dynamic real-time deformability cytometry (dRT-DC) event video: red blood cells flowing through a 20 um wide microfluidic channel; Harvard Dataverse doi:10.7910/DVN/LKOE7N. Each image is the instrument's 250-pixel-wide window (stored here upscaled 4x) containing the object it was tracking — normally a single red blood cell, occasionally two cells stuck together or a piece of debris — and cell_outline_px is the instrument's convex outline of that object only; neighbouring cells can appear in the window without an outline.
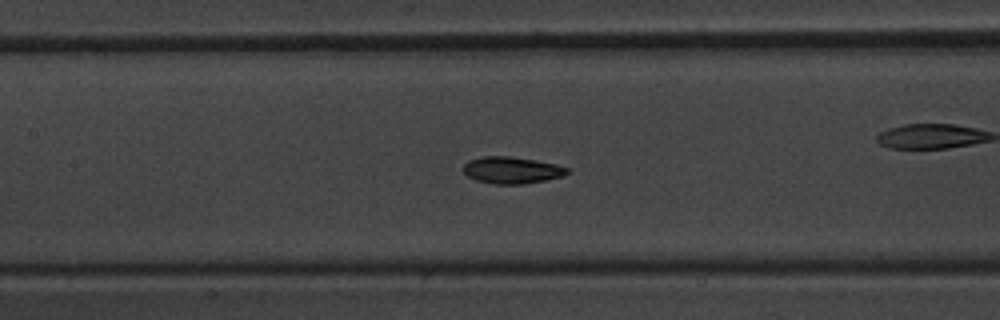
{"species": "common noctule bat (a hibernating species)", "species_latin": "Nyctalus noctula", "temperature_condition": "warm", "stored_images_in_passage": 55, "camera_frame_rate_fps": 3000, "um_per_image_px": 0.085, "animal": {"sex": "male", "body_mass_g": 20.1, "forearm_length_mm": 53.5}, "frame": {"image": 1, "passage_image": 26, "time_ms": 8.333, "image_size_px": [1000, 320], "cell_outline_px": [[568, 172], [564, 176], [524, 184], [492, 184], [476, 180], [468, 176], [464, 172], [464, 164], [468, 160], [484, 156], [508, 156], [536, 160], [556, 164], [568, 168]], "centroid_in_image_um": [43.49, 14.46], "position_along_channel_um": 163.9, "area_um2": 16.18}}
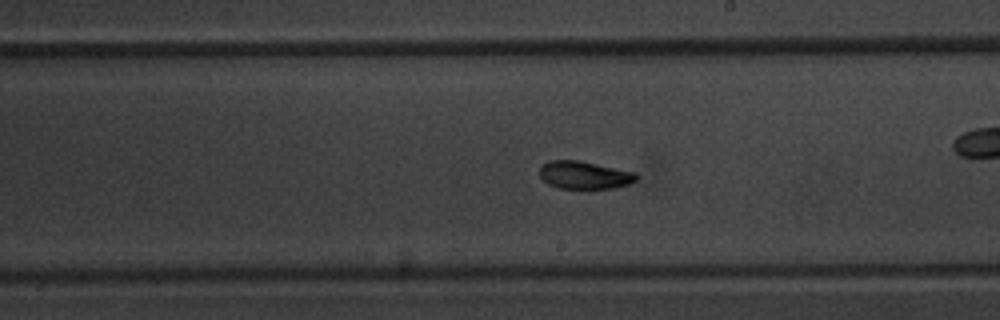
{"frame": {"image": 2, "passage_image": 32, "time_ms": 10.333, "image_size_px": [1000, 320], "cell_outline_px": [[640, 176], [636, 180], [628, 184], [612, 188], [588, 192], [556, 188], [548, 184], [540, 176], [540, 168], [548, 160], [580, 160], [636, 172]], "centroid_in_image_um": [49.69, 14.93], "position_along_channel_um": 239.3, "area_um2": 16.53}}
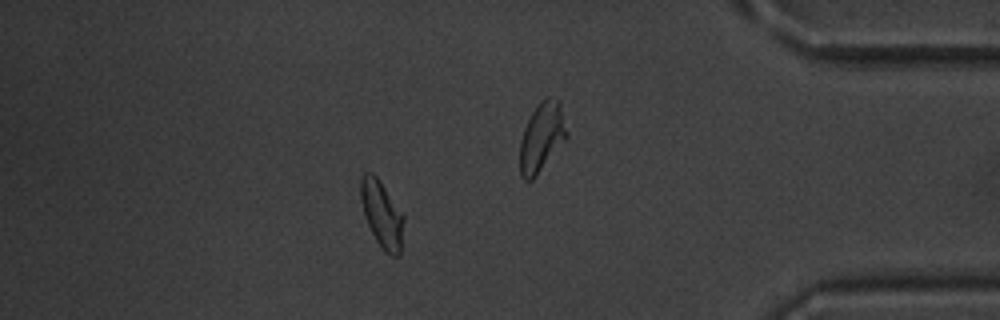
{"frame": {"image": 3, "passage_image": 48, "time_ms": 15.667, "image_size_px": [1000, 320], "cell_outline_px": [[404, 220], [400, 252], [396, 256], [392, 256], [384, 252], [376, 240], [368, 224], [364, 212], [360, 196], [360, 176], [364, 172], [372, 172], [376, 176], [404, 216]], "centroid_in_image_um": [32.44, 18.2], "position_along_channel_um": 402.8, "area_um2": 16.42}, "authors_computed_cell_mechanics": {"area_um2": 16.2418, "velocity_mm_per_s": 3.7881, "shape_relaxation_time_tau1_ms": 2.3142, "shape_relaxation_time_tau2_ms": 2.6354, "deformation_change_tau1": 0.116, "deformation_change_tau2": 0.0689}}